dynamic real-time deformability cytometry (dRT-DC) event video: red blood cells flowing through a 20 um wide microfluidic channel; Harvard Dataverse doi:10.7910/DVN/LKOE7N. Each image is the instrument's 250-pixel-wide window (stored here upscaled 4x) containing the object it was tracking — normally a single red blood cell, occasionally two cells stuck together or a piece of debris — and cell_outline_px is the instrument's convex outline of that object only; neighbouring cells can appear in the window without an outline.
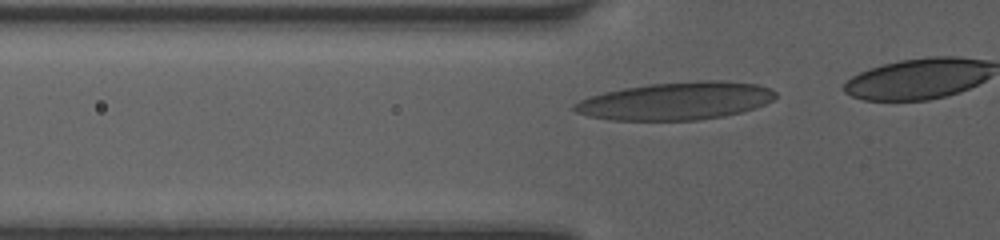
{"species": "human", "species_latin": "Homo sapiens", "temperature_condition": "room temperature", "stored_images_in_passage": 15, "camera_frame_rate_fps": 3000, "um_per_image_px": 0.085, "donor": {"sex": "female"}, "frame": {"image": 1, "passage_image": 9, "time_ms": 2.667, "image_size_px": [1000, 240], "cell_outline_px": [[776, 96], [772, 100], [756, 108], [724, 116], [696, 120], [612, 120], [588, 116], [576, 112], [572, 108], [572, 104], [588, 96], [604, 92], [624, 88], [648, 84], [700, 80], [724, 80], [756, 84], [768, 88], [776, 92]], "centroid_in_image_um": [57.43, 8.58], "position_along_channel_um": 68.4, "area_um2": 44.33}}
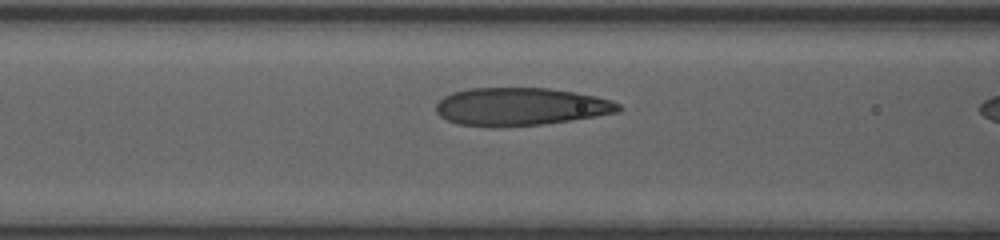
{"frame": {"image": 2, "passage_image": 13, "time_ms": 4.0, "image_size_px": [1000, 240], "cell_outline_px": [[624, 108], [620, 112], [572, 120], [540, 124], [500, 128], [488, 128], [456, 124], [440, 116], [436, 112], [436, 104], [444, 96], [452, 92], [468, 88], [548, 88], [576, 92], [596, 96], [612, 100], [620, 104]], "centroid_in_image_um": [44.25, 9.08], "position_along_channel_um": 122.4, "area_um2": 40.86}}